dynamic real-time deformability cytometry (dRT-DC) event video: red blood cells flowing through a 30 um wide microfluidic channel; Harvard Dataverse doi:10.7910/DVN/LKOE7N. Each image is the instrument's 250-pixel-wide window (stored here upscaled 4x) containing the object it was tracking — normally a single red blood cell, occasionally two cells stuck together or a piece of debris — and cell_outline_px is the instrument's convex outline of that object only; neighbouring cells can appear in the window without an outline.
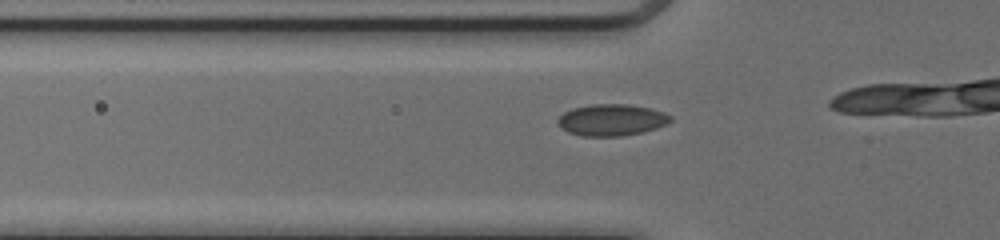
{"species": "common noctule bat (a hibernating species)", "species_latin": "Nyctalus noctula", "temperature_condition": "cold", "stored_images_in_passage": 8, "camera_frame_rate_fps": 3000, "um_per_image_px": 0.085, "animal": {"sex": "female", "body_mass_g": 17.0, "forearm_length_mm": 48.0}, "frame": {"image": 1, "passage_image": 4, "time_ms": 1.0, "image_size_px": [1000, 240], "cell_outline_px": [[672, 120], [656, 128], [640, 132], [620, 136], [580, 136], [568, 132], [556, 124], [556, 120], [564, 112], [572, 108], [592, 104], [628, 104], [648, 108], [664, 112], [672, 116]], "centroid_in_image_um": [51.94, 10.19], "position_along_channel_um": 73.9, "area_um2": 20.69}}
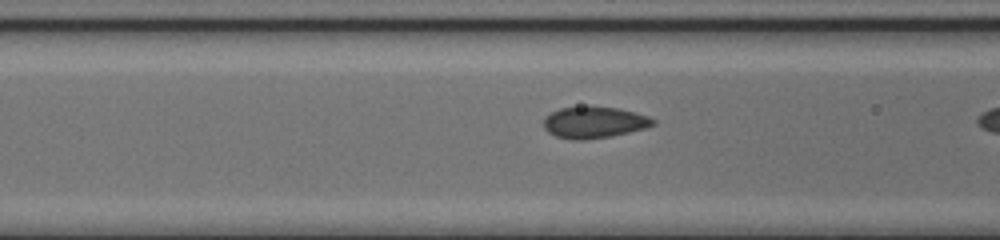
{"frame": {"image": 2, "passage_image": 7, "time_ms": 2.0, "image_size_px": [1000, 240], "cell_outline_px": [[656, 124], [644, 128], [612, 136], [584, 140], [572, 140], [556, 136], [548, 132], [544, 128], [544, 120], [552, 112], [560, 108], [616, 108], [636, 112], [648, 116], [656, 120]], "centroid_in_image_um": [50.53, 10.43], "position_along_channel_um": 116.1, "area_um2": 19.59}}